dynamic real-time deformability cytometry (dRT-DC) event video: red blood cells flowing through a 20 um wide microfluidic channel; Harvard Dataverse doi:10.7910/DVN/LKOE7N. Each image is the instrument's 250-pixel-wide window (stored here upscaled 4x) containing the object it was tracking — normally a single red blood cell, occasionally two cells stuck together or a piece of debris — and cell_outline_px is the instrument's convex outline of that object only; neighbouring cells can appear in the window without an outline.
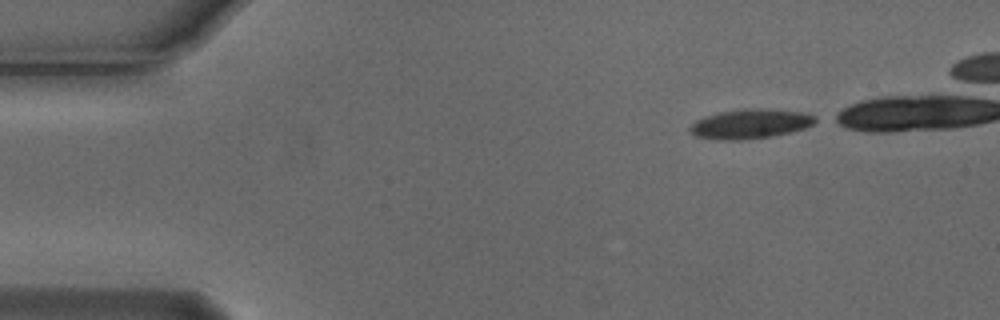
{"species": "Egyptian fruit bat (a non-hibernating species)", "species_latin": "Rousettus aegyptiacus", "temperature_condition": "cold", "stored_images_in_passage": 38, "camera_frame_rate_fps": 3000, "um_per_image_px": 0.085, "animal": {"sex": "male"}, "frame": {"image": 1, "passage_image": 1, "time_ms": 0.0, "image_size_px": [1000, 320], "cell_outline_px": [[820, 120], [804, 128], [772, 136], [744, 140], [720, 140], [696, 136], [688, 128], [696, 120], [704, 116], [720, 112], [744, 108], [760, 108], [808, 112], [816, 116]], "centroid_in_image_um": [63.81, 10.51], "position_along_channel_um": 21.2, "area_um2": 21.73}}
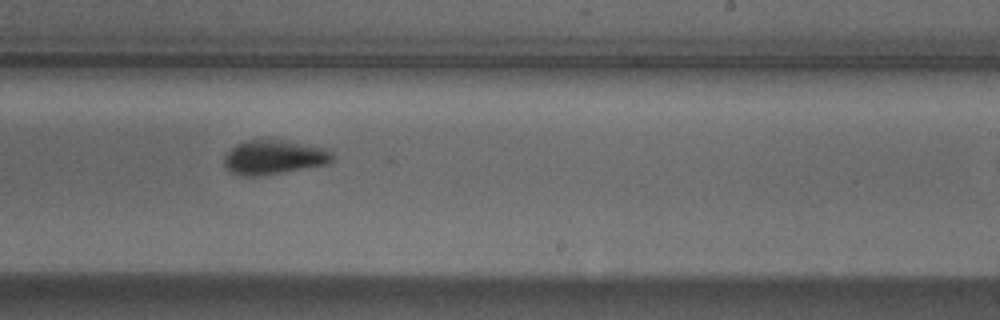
{"frame": {"image": 2, "passage_image": 27, "time_ms": 8.667, "image_size_px": [1000, 320], "cell_outline_px": [[332, 160], [328, 164], [260, 176], [244, 176], [228, 172], [224, 164], [224, 156], [236, 144], [244, 140], [280, 140], [332, 148]], "centroid_in_image_um": [23.29, 13.36], "position_along_channel_um": 265.7, "area_um2": 21.79}}
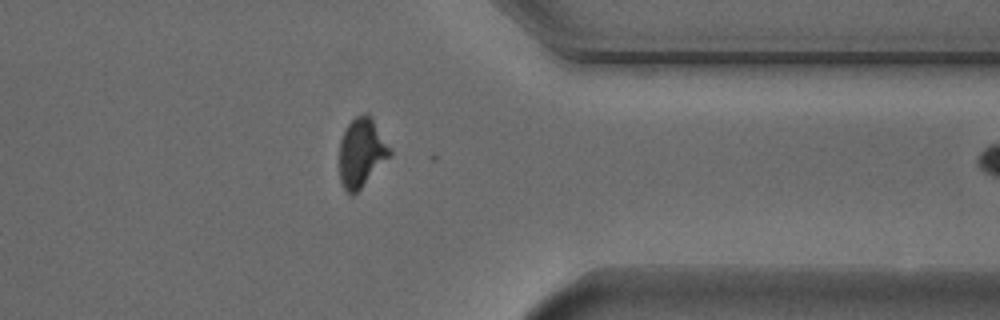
{"frame": {"image": 3, "passage_image": 37, "time_ms": 12.0, "image_size_px": [1000, 320], "cell_outline_px": [[392, 156], [356, 192], [348, 192], [344, 188], [340, 180], [340, 140], [348, 124], [356, 116], [364, 112], [368, 112], [392, 148]], "centroid_in_image_um": [30.77, 12.92], "position_along_channel_um": 380.6, "area_um2": 20.23}}